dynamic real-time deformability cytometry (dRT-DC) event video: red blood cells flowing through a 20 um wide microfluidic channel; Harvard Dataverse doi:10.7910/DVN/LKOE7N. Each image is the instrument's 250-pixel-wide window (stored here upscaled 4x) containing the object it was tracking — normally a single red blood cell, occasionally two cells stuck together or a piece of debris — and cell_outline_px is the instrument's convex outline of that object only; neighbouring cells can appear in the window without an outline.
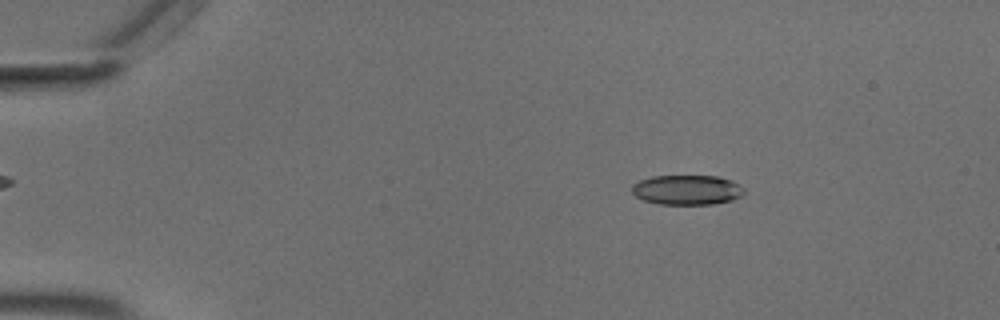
{"species": "common noctule bat (a hibernating species)", "species_latin": "Nyctalus noctula", "temperature_condition": "cold", "stored_images_in_passage": 56, "camera_frame_rate_fps": 3000, "um_per_image_px": 0.085, "animal": {"sex": "male", "body_mass_g": 18.8}, "frame": {"image": 1, "passage_image": 10, "time_ms": 3.0, "image_size_px": [1000, 320], "cell_outline_px": [[744, 192], [740, 196], [732, 200], [712, 204], [660, 204], [644, 200], [636, 196], [632, 192], [632, 184], [640, 180], [652, 176], [716, 176], [732, 180], [744, 188]], "centroid_in_image_um": [58.39, 16.13], "position_along_channel_um": 26.6, "area_um2": 19.42}}
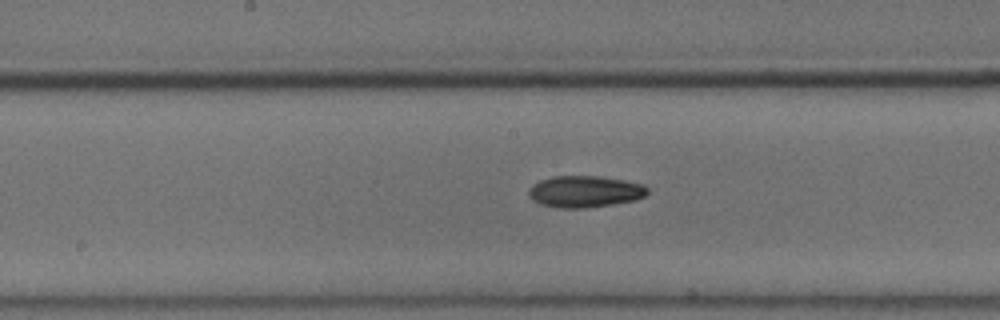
{"frame": {"image": 2, "passage_image": 30, "time_ms": 9.667, "image_size_px": [1000, 320], "cell_outline_px": [[648, 192], [644, 196], [636, 200], [612, 204], [584, 208], [560, 208], [540, 204], [532, 200], [528, 196], [528, 192], [532, 184], [540, 180], [552, 176], [600, 176], [624, 180], [644, 184], [648, 188]], "centroid_in_image_um": [49.7, 16.28], "position_along_channel_um": 198.5, "area_um2": 22.02}}
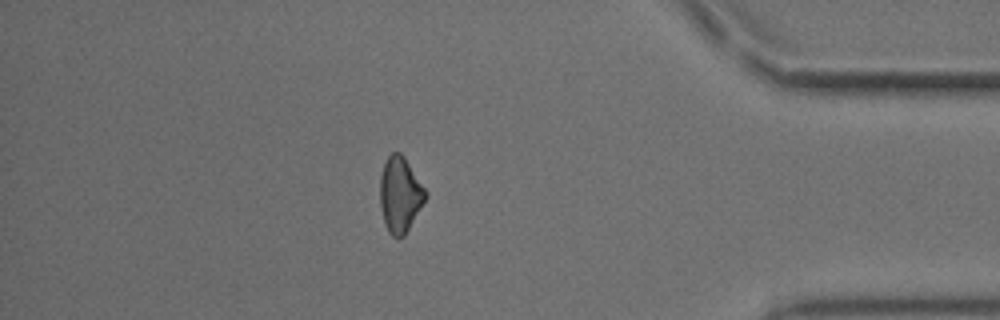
{"frame": {"image": 3, "passage_image": 49, "time_ms": 16.0, "image_size_px": [1000, 320], "cell_outline_px": [[428, 196], [404, 236], [392, 236], [388, 232], [384, 224], [380, 204], [380, 176], [384, 164], [388, 156], [392, 152], [400, 152], [404, 156], [428, 192]], "centroid_in_image_um": [34.01, 16.53], "position_along_channel_um": 401.2, "area_um2": 20.06}, "authors_computed_cell_mechanics": {"area_um2": 20.4034, "velocity_mm_per_s": 3.7006, "shape_relaxation_time_tau1_ms": 11.3886, "shape_relaxation_time_tau2_ms": null, "deformation_change_tau1": 0.1926, "deformation_change_tau2": null}}